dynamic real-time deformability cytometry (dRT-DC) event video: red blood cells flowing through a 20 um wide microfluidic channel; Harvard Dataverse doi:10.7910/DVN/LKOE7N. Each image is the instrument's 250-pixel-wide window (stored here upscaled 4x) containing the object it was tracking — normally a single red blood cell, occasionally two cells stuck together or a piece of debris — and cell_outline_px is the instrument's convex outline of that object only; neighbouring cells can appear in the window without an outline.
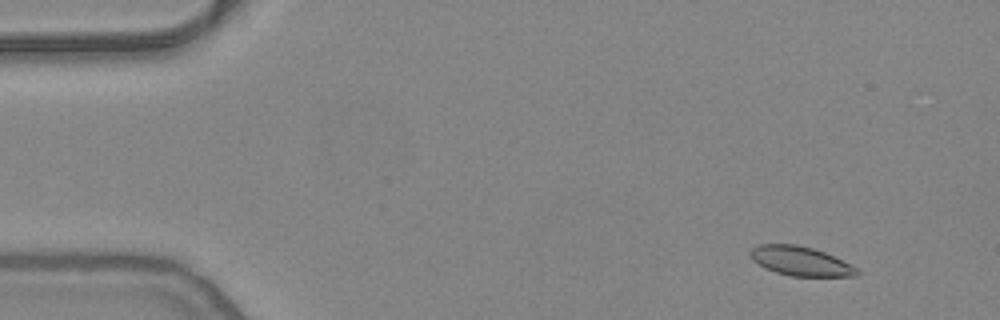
{"species": "common noctule bat (a hibernating species)", "species_latin": "Nyctalus noctula", "temperature_condition": "warm", "stored_images_in_passage": 55, "camera_frame_rate_fps": 3000, "um_per_image_px": 0.085, "animal": {"sex": "female", "body_mass_g": 24.6, "forearm_length_mm": 56.2}, "frame": {"image": 1, "passage_image": 6, "time_ms": 1.667, "image_size_px": [1000, 320], "cell_outline_px": [[860, 272], [856, 276], [792, 276], [776, 272], [764, 268], [752, 260], [748, 252], [756, 244], [796, 244], [812, 248], [824, 252], [856, 268]], "centroid_in_image_um": [67.96, 22.18], "position_along_channel_um": 17.0, "area_um2": 18.03}}
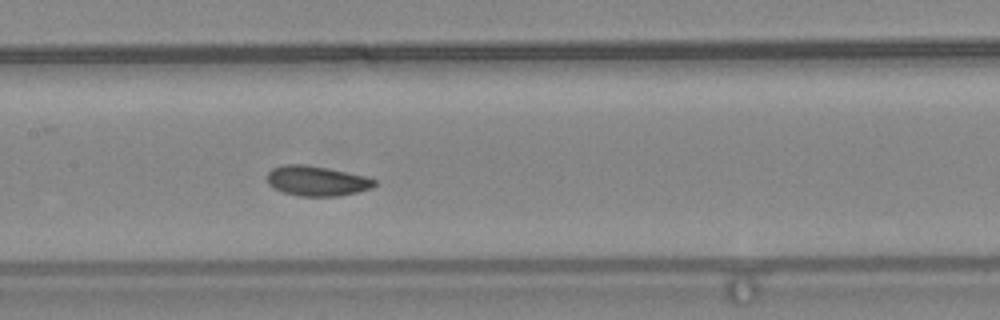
{"frame": {"image": 2, "passage_image": 27, "time_ms": 8.667, "image_size_px": [1000, 320], "cell_outline_px": [[376, 184], [372, 188], [340, 196], [296, 196], [284, 192], [268, 184], [268, 172], [272, 168], [280, 164], [304, 164], [328, 168], [368, 176], [376, 180]], "centroid_in_image_um": [26.94, 15.36], "position_along_channel_um": 180.5, "area_um2": 18.9}}
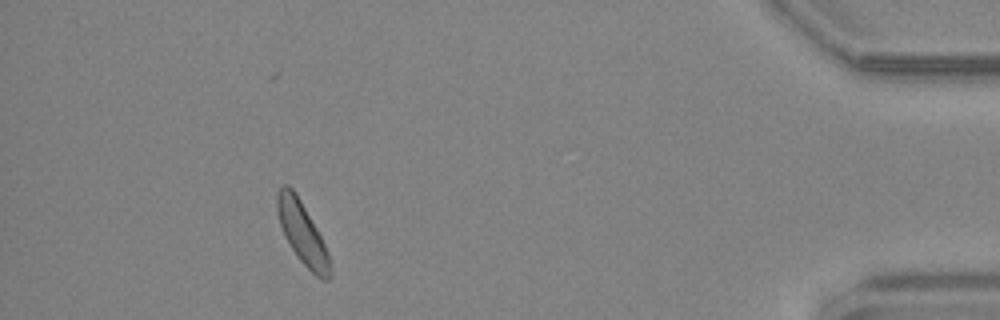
{"frame": {"image": 3, "passage_image": 50, "time_ms": 16.333, "image_size_px": [1000, 320], "cell_outline_px": [[332, 276], [328, 280], [320, 280], [296, 256], [284, 236], [276, 212], [276, 192], [284, 184], [288, 184], [296, 192], [316, 228], [328, 252], [332, 264]], "centroid_in_image_um": [25.69, 19.82], "position_along_channel_um": 409.5, "area_um2": 19.31}, "authors_computed_cell_mechanics": {"area_um2": 18.8428, "velocity_mm_per_s": 3.7805, "shape_relaxation_time_tau1_ms": 4.948, "shape_relaxation_time_tau2_ms": null, "deformation_change_tau1": 0.0858, "deformation_change_tau2": null}}